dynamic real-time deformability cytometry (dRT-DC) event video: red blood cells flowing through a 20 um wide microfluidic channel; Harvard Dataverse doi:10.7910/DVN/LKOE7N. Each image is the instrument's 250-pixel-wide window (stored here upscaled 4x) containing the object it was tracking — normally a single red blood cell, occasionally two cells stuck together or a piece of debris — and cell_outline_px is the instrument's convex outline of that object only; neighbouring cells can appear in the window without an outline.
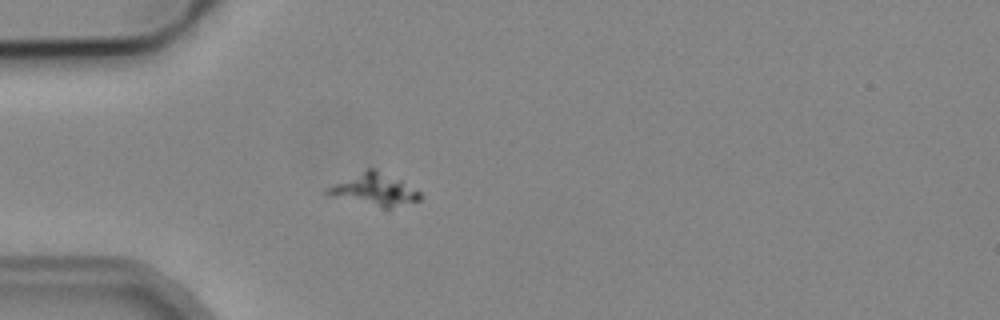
{"species": "common noctule bat (a hibernating species)", "species_latin": "Nyctalus noctula", "temperature_condition": "cold", "stored_images_in_passage": 5, "camera_frame_rate_fps": 3000, "um_per_image_px": 0.085, "animal": {"sex": "male", "body_mass_g": 19.2, "forearm_length_mm": 51.8}, "frame": {"image": 1, "passage_image": 5, "time_ms": 5.0, "image_size_px": [1000, 320], "cell_outline_px": [[420, 200], [392, 208], [384, 208], [328, 196], [324, 192], [324, 188], [368, 168], [376, 168], [400, 180], [420, 192]], "centroid_in_image_um": [31.78, 16.12], "position_along_channel_um": 53.2, "area_um2": 17.28}}